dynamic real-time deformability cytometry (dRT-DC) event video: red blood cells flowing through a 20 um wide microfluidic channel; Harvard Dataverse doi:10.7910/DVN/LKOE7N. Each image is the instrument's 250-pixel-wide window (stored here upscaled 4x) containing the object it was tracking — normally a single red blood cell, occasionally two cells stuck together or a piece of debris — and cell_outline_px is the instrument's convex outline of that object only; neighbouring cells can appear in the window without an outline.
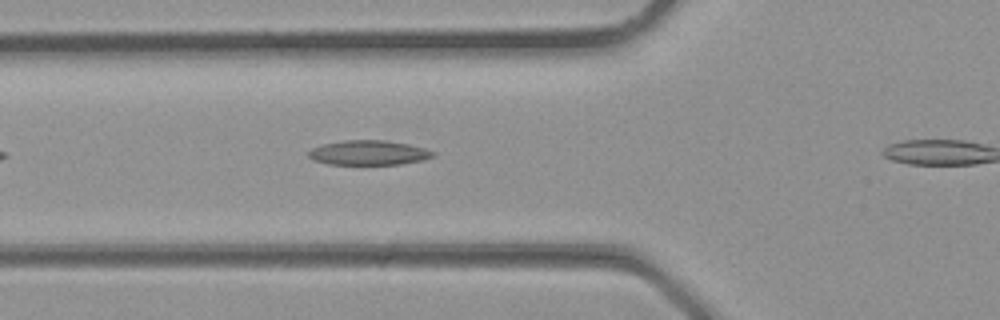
{"species": "common noctule bat (a hibernating species)", "species_latin": "Nyctalus noctula", "temperature_condition": "room temperature", "stored_images_in_passage": 24, "camera_frame_rate_fps": 3000, "um_per_image_px": 0.085, "animal": {"sex": "male", "body_mass_g": 23.1, "forearm_length_mm": 52.7}, "frame": {"image": 1, "passage_image": 7, "time_ms": 2.0, "image_size_px": [1000, 320], "cell_outline_px": [[436, 156], [420, 160], [400, 164], [328, 164], [312, 160], [308, 156], [308, 152], [312, 148], [324, 144], [344, 140], [384, 140], [408, 144], [424, 148], [436, 152]], "centroid_in_image_um": [31.33, 12.98], "position_along_channel_um": 94.5, "area_um2": 17.8}}
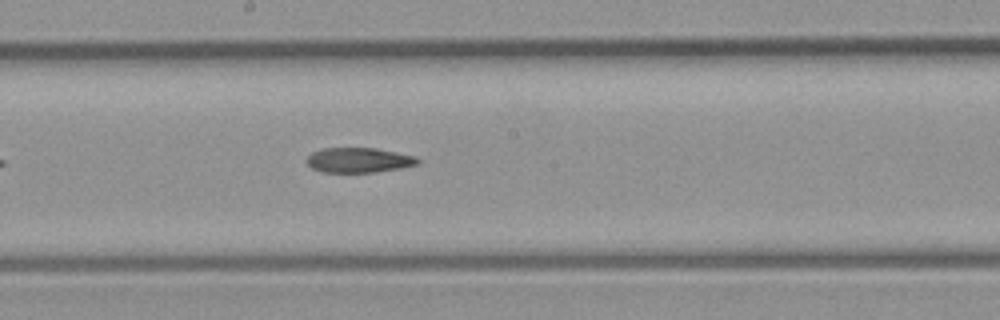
{"frame": {"image": 2, "passage_image": 13, "time_ms": 4.0, "image_size_px": [1000, 320], "cell_outline_px": [[420, 164], [400, 168], [376, 172], [320, 172], [312, 168], [304, 160], [312, 152], [320, 148], [376, 148], [416, 156], [420, 160]], "centroid_in_image_um": [30.48, 13.61], "position_along_channel_um": 217.7, "area_um2": 16.3}}
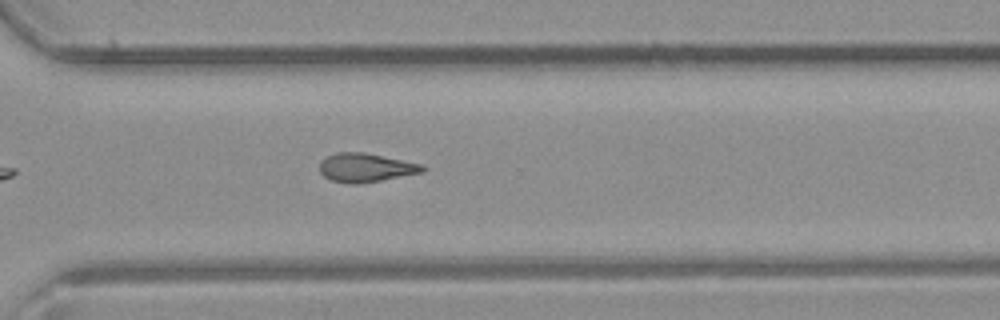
{"frame": {"image": 3, "passage_image": 19, "time_ms": 6.0, "image_size_px": [1000, 320], "cell_outline_px": [[428, 168], [424, 172], [380, 180], [356, 184], [348, 184], [332, 180], [324, 176], [320, 172], [320, 160], [336, 152], [364, 152], [424, 164]], "centroid_in_image_um": [31.11, 14.24], "position_along_channel_um": 339.5, "area_um2": 17.34}}